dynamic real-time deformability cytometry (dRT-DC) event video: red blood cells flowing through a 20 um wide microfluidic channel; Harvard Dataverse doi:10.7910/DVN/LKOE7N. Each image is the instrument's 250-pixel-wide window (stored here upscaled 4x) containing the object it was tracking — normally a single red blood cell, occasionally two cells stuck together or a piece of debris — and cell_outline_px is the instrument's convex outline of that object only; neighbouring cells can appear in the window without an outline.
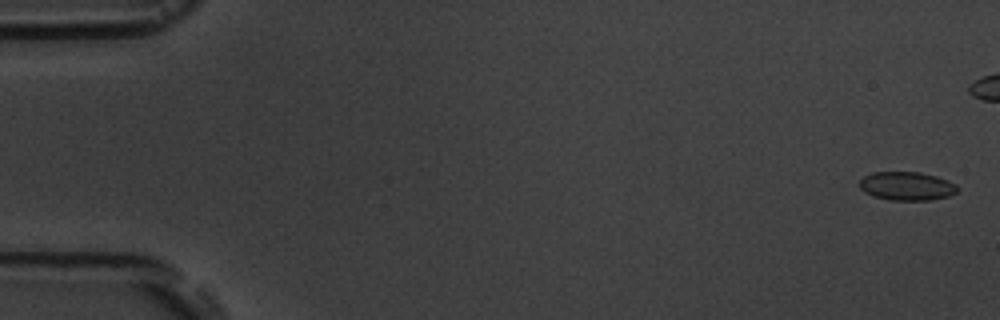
{"species": "common noctule bat (a hibernating species)", "species_latin": "Nyctalus noctula", "temperature_condition": "room temperature", "stored_images_in_passage": 6, "segment_of_instrument_passage": [2, 2], "camera_frame_rate_fps": 3000, "um_per_image_px": 0.085, "animal": {"sex": "male", "body_mass_g": 19.5, "forearm_length_mm": 54.6}, "frame": {"image": 1, "passage_image": 6, "time_ms": 6.333, "image_size_px": [1000, 320], "cell_outline_px": [[960, 188], [956, 192], [948, 196], [928, 200], [888, 200], [872, 196], [864, 192], [860, 188], [860, 180], [864, 176], [872, 172], [920, 172], [936, 176], [948, 180], [956, 184]], "centroid_in_image_um": [77.07, 15.81], "position_along_channel_um": 7.9, "area_um2": 16.42}}